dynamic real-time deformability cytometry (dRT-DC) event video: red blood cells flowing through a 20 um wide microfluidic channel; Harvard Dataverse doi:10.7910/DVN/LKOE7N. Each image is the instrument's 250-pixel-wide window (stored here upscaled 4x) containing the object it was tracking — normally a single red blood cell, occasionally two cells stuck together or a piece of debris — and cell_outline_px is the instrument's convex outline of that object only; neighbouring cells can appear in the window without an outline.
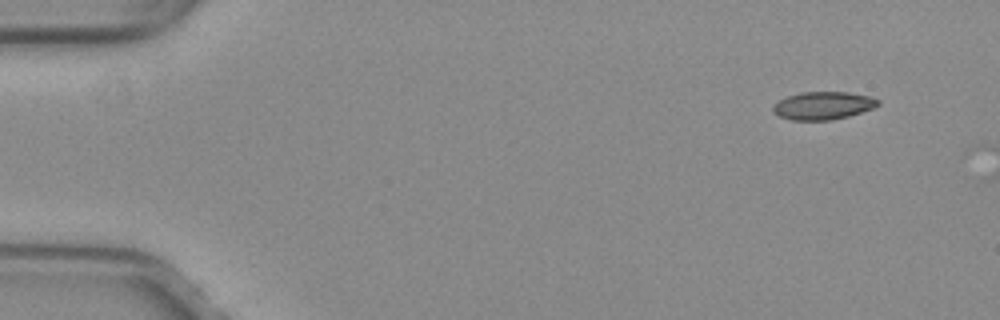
{"species": "common noctule bat (a hibernating species)", "species_latin": "Nyctalus noctula", "temperature_condition": "warm", "stored_images_in_passage": 2, "camera_frame_rate_fps": 3000, "um_per_image_px": 0.085, "animal": {"sex": "female", "body_mass_g": 29.2, "forearm_length_mm": 56.3}, "frame": {"image": 1, "passage_image": 1, "time_ms": 0.0, "image_size_px": [1000, 320], "cell_outline_px": [[880, 104], [872, 108], [848, 116], [832, 120], [792, 120], [780, 116], [772, 108], [780, 100], [788, 96], [800, 92], [848, 92], [868, 96], [880, 100]], "centroid_in_image_um": [69.99, 8.97], "position_along_channel_um": 15.0, "area_um2": 16.76}}